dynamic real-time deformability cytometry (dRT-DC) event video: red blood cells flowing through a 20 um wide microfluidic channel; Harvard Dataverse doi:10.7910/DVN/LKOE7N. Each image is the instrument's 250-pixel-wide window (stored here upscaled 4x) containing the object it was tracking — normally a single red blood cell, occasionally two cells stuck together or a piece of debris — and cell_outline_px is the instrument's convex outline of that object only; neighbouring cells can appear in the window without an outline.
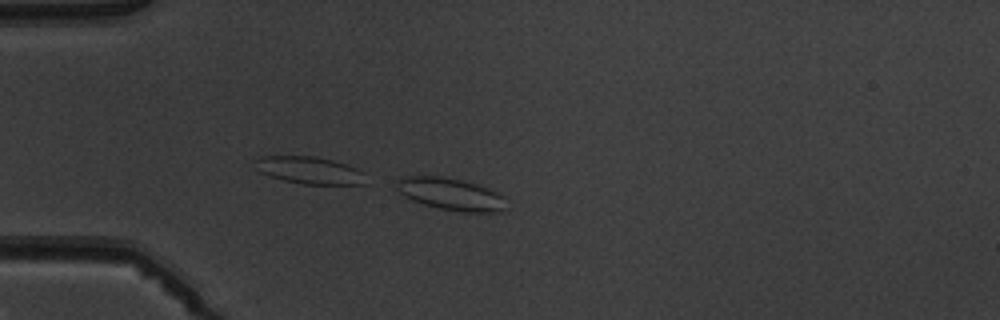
{"species": "common noctule bat (a hibernating species)", "species_latin": "Nyctalus noctula", "temperature_condition": "warm", "stored_images_in_passage": 6, "camera_frame_rate_fps": 3000, "um_per_image_px": 0.085, "animal": {"sex": "male", "body_mass_g": 19.5, "forearm_length_mm": 54.6}, "frame": {"image": 1, "passage_image": 3, "time_ms": 2.333, "image_size_px": [1000, 320], "cell_outline_px": [[504, 212], [460, 212], [440, 208], [424, 204], [412, 200], [400, 192], [396, 188], [396, 180], [404, 176], [440, 176], [464, 180], [488, 188], [504, 196]], "centroid_in_image_um": [38.31, 16.49], "position_along_channel_um": 46.7, "area_um2": 20.52}}
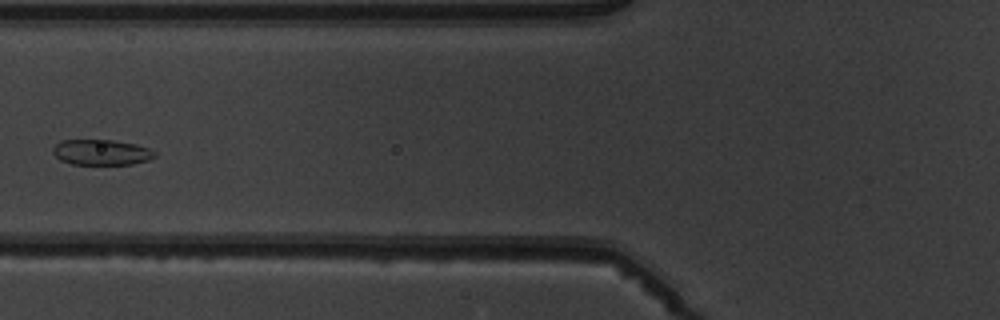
{"frame": {"image": 2, "passage_image": 5, "time_ms": 4.667, "image_size_px": [1000, 320], "cell_outline_px": [[156, 156], [148, 160], [132, 164], [72, 164], [60, 160], [52, 152], [52, 148], [60, 140], [112, 140], [136, 144], [148, 148], [156, 152]], "centroid_in_image_um": [8.61, 12.94], "position_along_channel_um": 117.2, "area_um2": 15.14}}
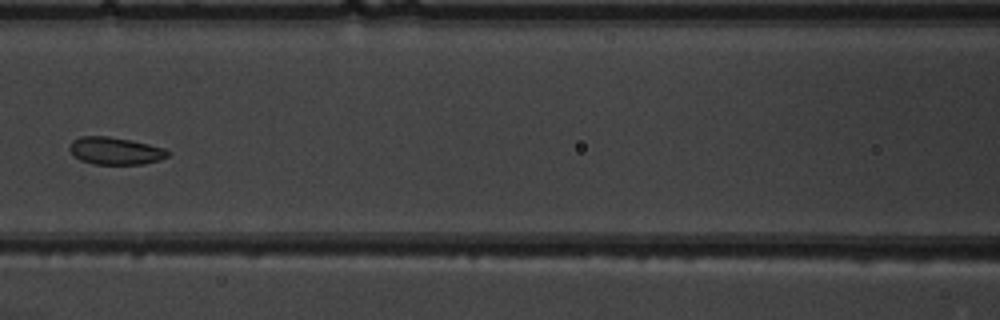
{"frame": {"image": 3, "passage_image": 6, "time_ms": 5.667, "image_size_px": [1000, 320], "cell_outline_px": [[172, 152], [168, 156], [160, 160], [144, 164], [96, 164], [80, 160], [68, 148], [72, 140], [80, 136], [108, 136], [148, 144], [164, 148]], "centroid_in_image_um": [9.82, 12.82], "position_along_channel_um": 156.8, "area_um2": 15.61}}